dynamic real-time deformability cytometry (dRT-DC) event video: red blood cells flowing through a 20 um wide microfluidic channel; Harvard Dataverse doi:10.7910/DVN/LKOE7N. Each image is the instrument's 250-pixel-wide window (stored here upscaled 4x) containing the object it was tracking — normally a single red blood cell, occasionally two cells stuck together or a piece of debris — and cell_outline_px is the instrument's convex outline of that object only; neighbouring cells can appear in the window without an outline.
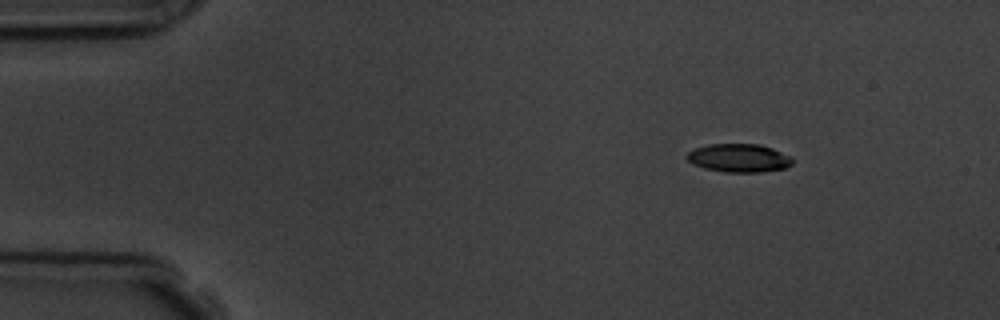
{"species": "common noctule bat (a hibernating species)", "species_latin": "Nyctalus noctula", "temperature_condition": "room temperature", "stored_images_in_passage": 3, "camera_frame_rate_fps": 3000, "um_per_image_px": 0.085, "animal": {"sex": "male", "body_mass_g": 19.5, "forearm_length_mm": 54.6}, "frame": {"image": 1, "passage_image": 1, "time_ms": 0.0, "image_size_px": [1000, 320], "cell_outline_px": [[796, 160], [792, 164], [784, 168], [760, 172], [724, 172], [704, 168], [692, 164], [684, 156], [688, 152], [696, 148], [708, 144], [760, 144], [772, 148], [792, 156]], "centroid_in_image_um": [62.82, 13.43], "position_along_channel_um": 22.2, "area_um2": 17.63}}